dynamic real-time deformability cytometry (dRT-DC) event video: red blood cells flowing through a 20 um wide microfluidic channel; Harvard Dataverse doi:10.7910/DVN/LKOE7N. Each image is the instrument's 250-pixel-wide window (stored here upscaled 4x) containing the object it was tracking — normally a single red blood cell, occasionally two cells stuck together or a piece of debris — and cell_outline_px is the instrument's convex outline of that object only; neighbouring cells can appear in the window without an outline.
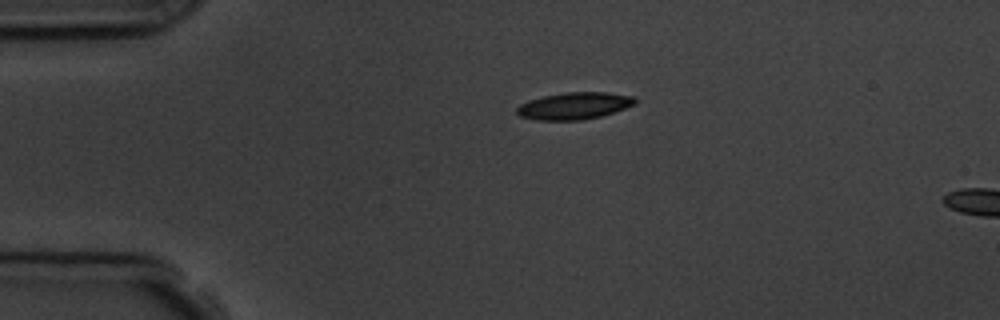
{"species": "common noctule bat (a hibernating species)", "species_latin": "Nyctalus noctula", "temperature_condition": "room temperature", "stored_images_in_passage": 2, "camera_frame_rate_fps": 3000, "um_per_image_px": 0.085, "animal": {"sex": "male", "body_mass_g": 19.5, "forearm_length_mm": 54.6}, "frame": {"image": 1, "passage_image": 1, "time_ms": 0.0, "image_size_px": [1000, 320], "cell_outline_px": [[636, 104], [600, 116], [580, 120], [536, 120], [520, 116], [516, 112], [516, 108], [520, 104], [528, 100], [544, 96], [564, 92], [608, 92], [636, 96]], "centroid_in_image_um": [48.81, 8.98], "position_along_channel_um": 36.2, "area_um2": 18.61}}